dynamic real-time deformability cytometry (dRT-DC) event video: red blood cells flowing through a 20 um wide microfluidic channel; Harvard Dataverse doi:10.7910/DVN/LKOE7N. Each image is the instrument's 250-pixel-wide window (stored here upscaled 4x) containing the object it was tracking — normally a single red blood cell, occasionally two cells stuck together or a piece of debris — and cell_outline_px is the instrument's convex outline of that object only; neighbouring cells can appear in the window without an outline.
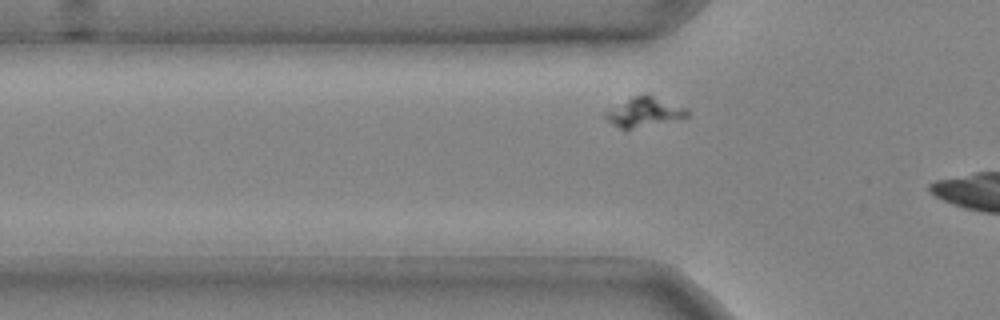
{"species": "common noctule bat (a hibernating species)", "species_latin": "Nyctalus noctula", "temperature_condition": "cold", "stored_images_in_passage": 4, "segment_of_instrument_passage": [2, 2], "camera_frame_rate_fps": 3000, "um_per_image_px": 0.085, "animal": {"sex": "male", "body_mass_g": 20.4}, "frame": {"image": 1, "passage_image": 3, "time_ms": 0.667, "image_size_px": [1000, 320], "cell_outline_px": [[688, 116], [632, 128], [620, 128], [612, 124], [604, 116], [604, 112], [632, 96], [644, 92], [648, 92], [688, 108]], "centroid_in_image_um": [54.76, 9.45], "position_along_channel_um": 71.0, "area_um2": 13.93}}